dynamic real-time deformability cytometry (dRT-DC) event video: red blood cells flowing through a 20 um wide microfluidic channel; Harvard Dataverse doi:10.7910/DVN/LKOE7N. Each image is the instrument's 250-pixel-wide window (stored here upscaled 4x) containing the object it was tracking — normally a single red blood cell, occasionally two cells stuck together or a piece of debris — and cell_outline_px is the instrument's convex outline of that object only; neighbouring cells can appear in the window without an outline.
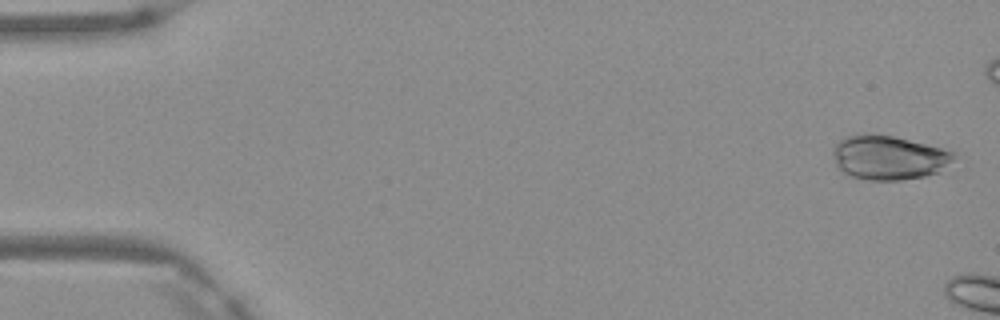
{"species": "Egyptian fruit bat (a non-hibernating species)", "species_latin": "Rousettus aegyptiacus", "temperature_condition": "warm", "stored_images_in_passage": 6, "camera_frame_rate_fps": 3000, "um_per_image_px": 0.085, "frame": {"image": 1, "passage_image": 1, "time_ms": 0.0, "image_size_px": [1000, 320], "cell_outline_px": [[956, 156], [940, 172], [924, 176], [900, 180], [868, 180], [852, 176], [844, 172], [836, 164], [832, 152], [832, 148], [844, 136], [868, 132], [892, 136], [956, 152]], "centroid_in_image_um": [75.51, 13.38], "position_along_channel_um": 9.5, "area_um2": 31.1}}